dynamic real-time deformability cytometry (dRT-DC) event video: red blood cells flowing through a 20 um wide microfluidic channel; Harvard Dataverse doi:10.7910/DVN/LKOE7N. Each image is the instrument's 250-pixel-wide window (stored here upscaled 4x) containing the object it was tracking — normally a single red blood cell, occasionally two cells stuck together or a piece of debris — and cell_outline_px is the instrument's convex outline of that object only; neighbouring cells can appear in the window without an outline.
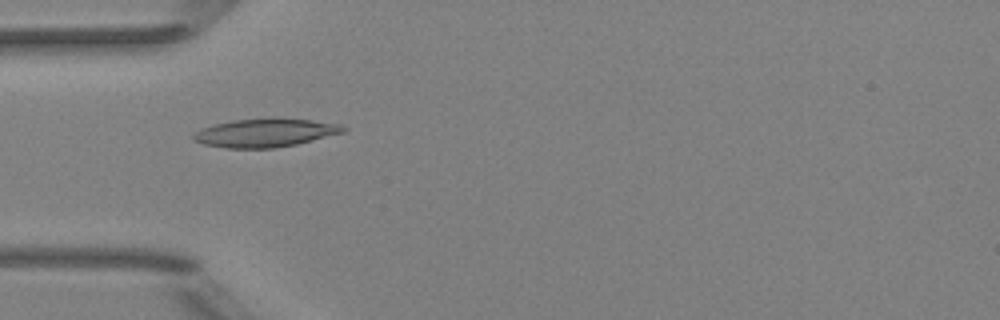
{"species": "Egyptian fruit bat (a non-hibernating species)", "species_latin": "Rousettus aegyptiacus", "temperature_condition": "room temperature", "stored_images_in_passage": 8, "camera_frame_rate_fps": 3000, "um_per_image_px": 0.085, "animal": {"sex": "female"}, "frame": {"image": 1, "passage_image": 5, "time_ms": 4.667, "image_size_px": [1000, 320], "cell_outline_px": [[348, 128], [344, 132], [296, 144], [272, 148], [224, 148], [204, 144], [192, 140], [192, 136], [200, 128], [212, 124], [232, 120], [276, 116], [312, 120], [340, 124]], "centroid_in_image_um": [22.52, 11.26], "position_along_channel_um": 62.5, "area_um2": 25.32}}
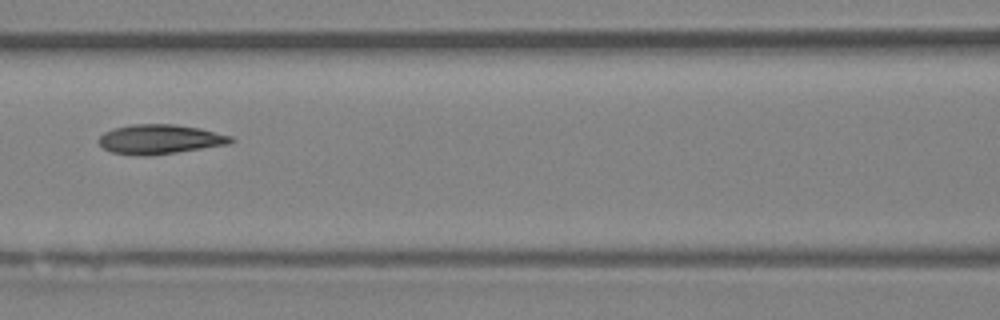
{"frame": {"image": 2, "passage_image": 7, "time_ms": 7.0, "image_size_px": [1000, 320], "cell_outline_px": [[236, 140], [228, 144], [176, 152], [148, 156], [140, 156], [112, 152], [104, 148], [96, 140], [104, 132], [116, 128], [132, 124], [176, 124], [200, 128], [232, 136]], "centroid_in_image_um": [13.59, 11.83], "position_along_channel_um": 153.0, "area_um2": 22.66}}
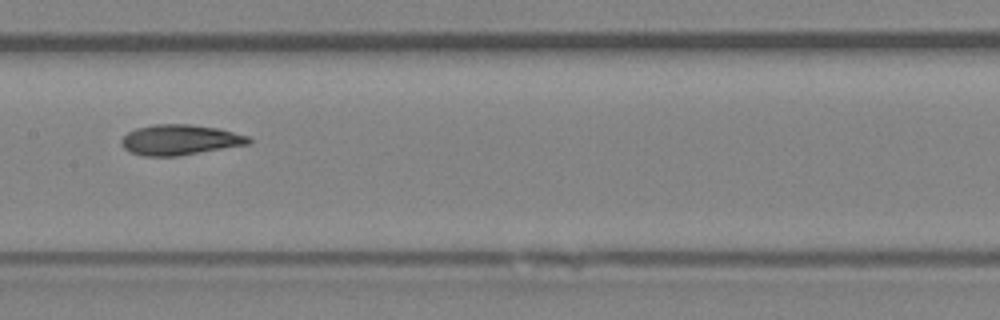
{"frame": {"image": 3, "passage_image": 8, "time_ms": 8.0, "image_size_px": [1000, 320], "cell_outline_px": [[252, 140], [248, 144], [176, 156], [144, 156], [132, 152], [124, 148], [120, 144], [120, 140], [128, 132], [136, 128], [152, 124], [188, 124], [220, 128], [248, 136]], "centroid_in_image_um": [15.27, 11.87], "position_along_channel_um": 192.1, "area_um2": 22.43}}